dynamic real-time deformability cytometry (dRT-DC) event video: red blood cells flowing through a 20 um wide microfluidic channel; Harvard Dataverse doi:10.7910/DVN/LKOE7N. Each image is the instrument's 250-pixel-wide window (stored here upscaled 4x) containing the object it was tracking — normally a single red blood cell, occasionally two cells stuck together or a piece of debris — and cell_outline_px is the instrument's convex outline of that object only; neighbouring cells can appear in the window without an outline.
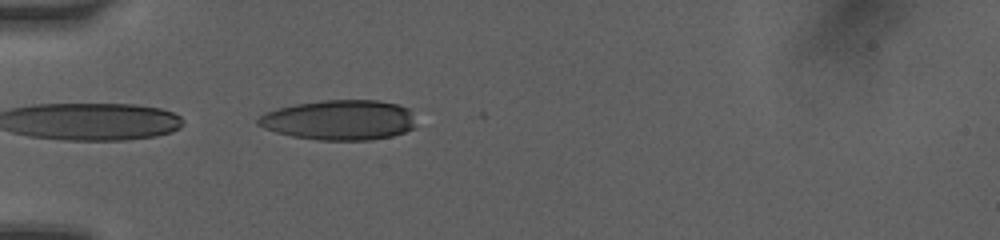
{"species": "human", "species_latin": "Homo sapiens", "temperature_condition": "room temperature", "stored_images_in_passage": 2, "camera_frame_rate_fps": 3000, "um_per_image_px": 0.085, "donor": {"sex": "female"}, "frame": {"image": 1, "passage_image": 2, "time_ms": 0.667, "image_size_px": [1000, 240], "cell_outline_px": [[412, 128], [404, 132], [392, 136], [372, 140], [320, 140], [292, 136], [276, 132], [264, 128], [256, 124], [256, 120], [264, 112], [296, 104], [320, 100], [380, 100], [396, 104], [408, 108], [412, 124]], "centroid_in_image_um": [28.79, 10.2], "position_along_channel_um": 56.2, "area_um2": 36.59}}